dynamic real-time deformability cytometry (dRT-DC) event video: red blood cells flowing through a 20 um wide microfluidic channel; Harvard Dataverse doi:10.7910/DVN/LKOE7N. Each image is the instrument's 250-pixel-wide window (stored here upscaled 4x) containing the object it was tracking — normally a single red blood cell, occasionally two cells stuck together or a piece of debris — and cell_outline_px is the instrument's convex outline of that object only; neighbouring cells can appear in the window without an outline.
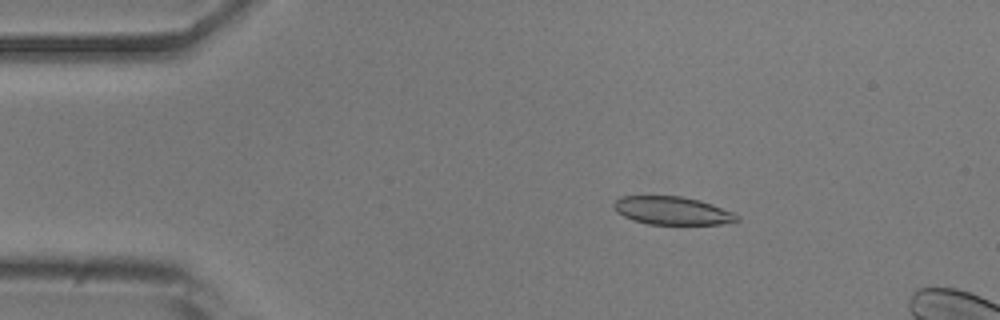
{"species": "common noctule bat (a hibernating species)", "species_latin": "Nyctalus noctula", "temperature_condition": "room temperature", "stored_images_in_passage": 15, "camera_frame_rate_fps": 3000, "um_per_image_px": 0.085, "animal": {"sex": "male", "body_mass_g": 20.5, "forearm_length_mm": 52.5}, "frame": {"image": 1, "passage_image": 9, "time_ms": 2.667, "image_size_px": [1000, 320], "cell_outline_px": [[740, 220], [720, 224], [648, 224], [632, 220], [616, 212], [612, 204], [620, 196], [680, 196], [700, 200], [712, 204], [732, 212], [740, 216]], "centroid_in_image_um": [57.12, 17.9], "position_along_channel_um": 27.9, "area_um2": 20.17}}